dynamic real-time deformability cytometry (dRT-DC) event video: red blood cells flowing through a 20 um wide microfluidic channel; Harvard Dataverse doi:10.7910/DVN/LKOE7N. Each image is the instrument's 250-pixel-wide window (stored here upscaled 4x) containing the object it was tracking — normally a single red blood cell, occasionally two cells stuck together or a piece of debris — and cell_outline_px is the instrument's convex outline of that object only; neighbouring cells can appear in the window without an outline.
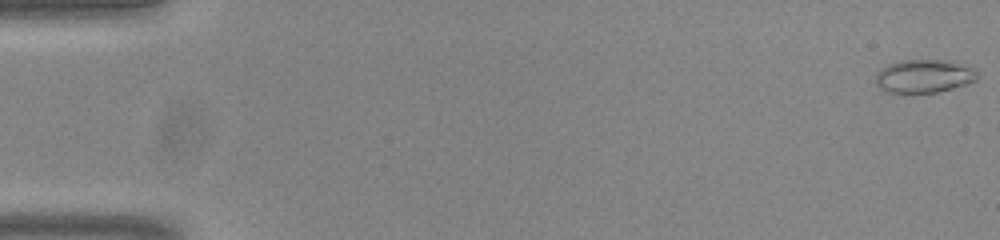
{"species": "common noctule bat (a hibernating species)", "species_latin": "Nyctalus noctula", "temperature_condition": "room temperature", "stored_images_in_passage": 12, "camera_frame_rate_fps": 3000, "um_per_image_px": 0.085, "animal": {"sex": "male", "body_mass_g": 20.0, "forearm_length_mm": 53.3}, "frame": {"image": 1, "passage_image": 1, "time_ms": 0.0, "image_size_px": [1000, 240], "cell_outline_px": [[976, 80], [968, 84], [936, 92], [888, 92], [880, 88], [876, 84], [876, 72], [880, 68], [888, 64], [900, 60], [956, 60], [972, 68], [976, 72]], "centroid_in_image_um": [78.54, 6.45], "position_along_channel_um": 6.5, "area_um2": 19.77}}